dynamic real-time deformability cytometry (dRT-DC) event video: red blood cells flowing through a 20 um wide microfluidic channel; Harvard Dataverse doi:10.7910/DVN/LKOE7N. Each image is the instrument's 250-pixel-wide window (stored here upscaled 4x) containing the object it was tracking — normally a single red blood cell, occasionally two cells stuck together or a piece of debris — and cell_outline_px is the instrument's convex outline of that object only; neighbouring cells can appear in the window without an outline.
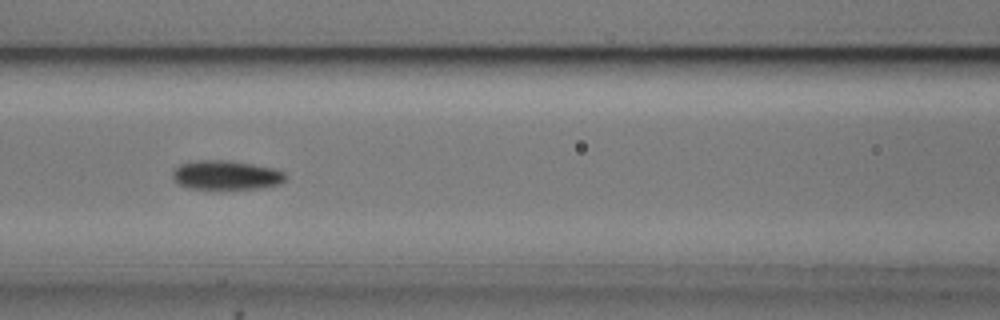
{"species": "common noctule bat (a hibernating species)", "species_latin": "Nyctalus noctula", "temperature_condition": "cold", "stored_images_in_passage": 10, "camera_frame_rate_fps": 3000, "um_per_image_px": 0.085, "animal": {"sex": "male", "body_mass_g": 20.5, "forearm_length_mm": 52.5}, "frame": {"image": 1, "passage_image": 5, "time_ms": 4.667, "image_size_px": [1000, 320], "cell_outline_px": [[288, 176], [280, 184], [260, 188], [220, 192], [212, 192], [188, 188], [180, 184], [172, 176], [172, 172], [180, 164], [196, 160], [228, 160], [276, 168], [284, 172]], "centroid_in_image_um": [19.23, 14.94], "position_along_channel_um": 147.4, "area_um2": 20.23}}
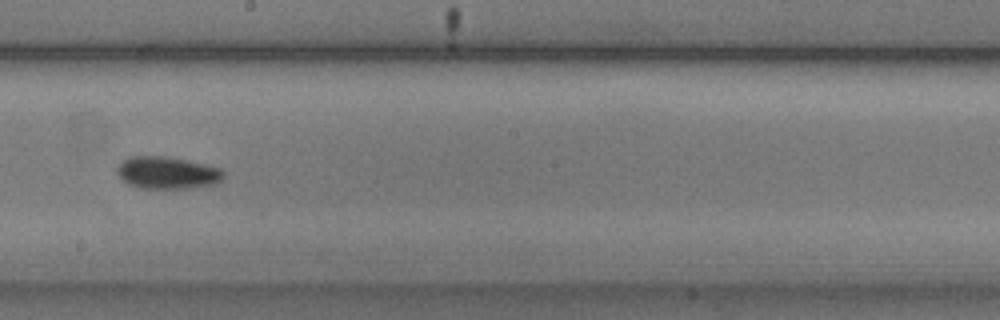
{"frame": {"image": 2, "passage_image": 7, "time_ms": 7.0, "image_size_px": [1000, 320], "cell_outline_px": [[224, 176], [216, 184], [188, 188], [140, 188], [128, 184], [116, 172], [116, 168], [128, 156], [164, 156], [188, 160], [220, 168], [224, 172]], "centroid_in_image_um": [14.21, 14.68], "position_along_channel_um": 234.0, "area_um2": 19.94}}
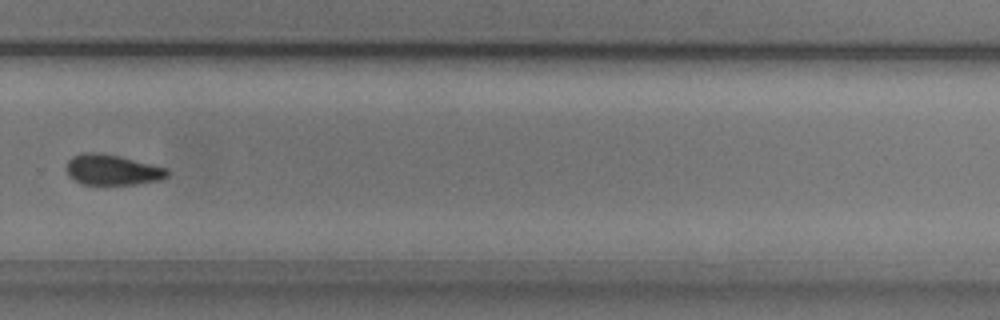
{"frame": {"image": 3, "passage_image": 9, "time_ms": 9.333, "image_size_px": [1000, 320], "cell_outline_px": [[168, 176], [164, 180], [132, 184], [84, 184], [68, 176], [64, 168], [68, 160], [72, 156], [88, 152], [96, 152], [120, 156], [168, 168]], "centroid_in_image_um": [9.55, 14.43], "position_along_channel_um": 320.3, "area_um2": 18.03}}